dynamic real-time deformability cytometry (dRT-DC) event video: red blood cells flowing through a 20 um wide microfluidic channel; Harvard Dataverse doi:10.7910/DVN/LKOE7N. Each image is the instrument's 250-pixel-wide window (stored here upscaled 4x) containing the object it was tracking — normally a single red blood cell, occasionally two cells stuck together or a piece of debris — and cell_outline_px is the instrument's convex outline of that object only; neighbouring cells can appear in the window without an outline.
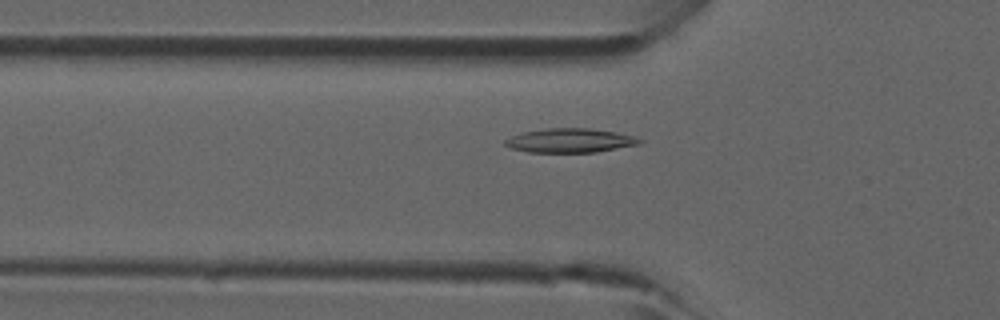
{"species": "common noctule bat (a hibernating species)", "species_latin": "Nyctalus noctula", "temperature_condition": "room temperature", "stored_images_in_passage": 25, "camera_frame_rate_fps": 3000, "um_per_image_px": 0.085, "animal": {"sex": "male", "forearm_length_mm": 52.5}, "frame": {"image": 1, "passage_image": 16, "time_ms": 5.0, "image_size_px": [1000, 320], "cell_outline_px": [[644, 140], [640, 144], [596, 152], [528, 152], [512, 148], [504, 144], [504, 140], [512, 136], [524, 132], [548, 128], [588, 128], [616, 132], [632, 136]], "centroid_in_image_um": [48.47, 11.94], "position_along_channel_um": 77.3, "area_um2": 18.73}}
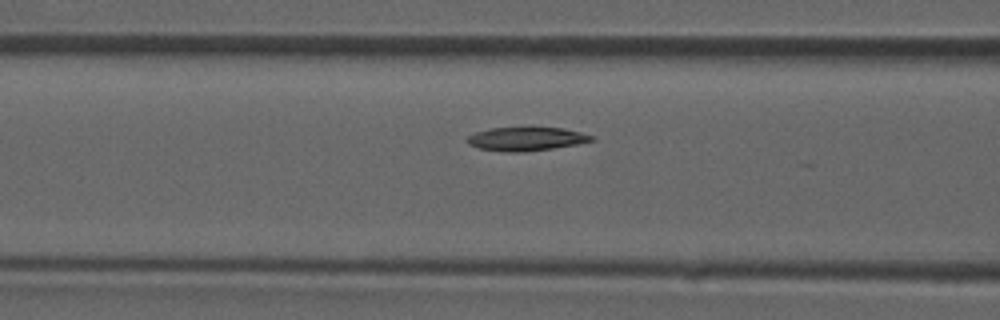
{"frame": {"image": 2, "passage_image": 19, "time_ms": 6.0, "image_size_px": [1000, 320], "cell_outline_px": [[596, 140], [576, 144], [552, 148], [524, 152], [508, 152], [480, 148], [468, 144], [464, 140], [468, 136], [476, 132], [492, 128], [564, 128], [596, 136]], "centroid_in_image_um": [44.75, 11.81], "position_along_channel_um": 121.9, "area_um2": 16.99}}
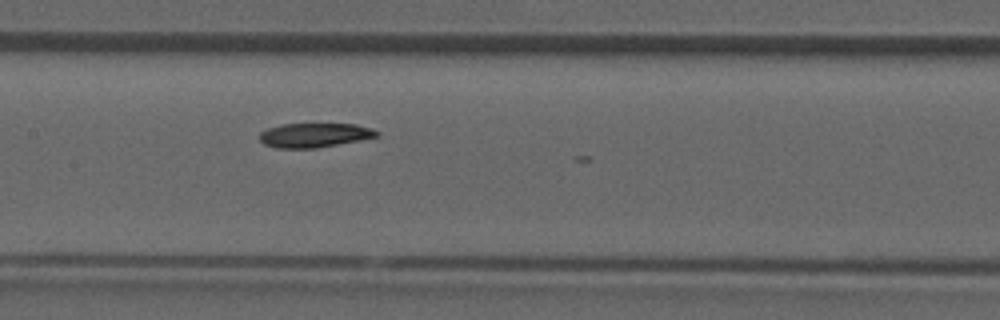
{"frame": {"image": 3, "passage_image": 23, "time_ms": 7.333, "image_size_px": [1000, 320], "cell_outline_px": [[380, 136], [316, 148], [276, 148], [264, 144], [260, 140], [260, 132], [268, 128], [280, 124], [356, 124], [372, 128], [380, 132]], "centroid_in_image_um": [26.74, 11.48], "position_along_channel_um": 180.7, "area_um2": 16.59}}